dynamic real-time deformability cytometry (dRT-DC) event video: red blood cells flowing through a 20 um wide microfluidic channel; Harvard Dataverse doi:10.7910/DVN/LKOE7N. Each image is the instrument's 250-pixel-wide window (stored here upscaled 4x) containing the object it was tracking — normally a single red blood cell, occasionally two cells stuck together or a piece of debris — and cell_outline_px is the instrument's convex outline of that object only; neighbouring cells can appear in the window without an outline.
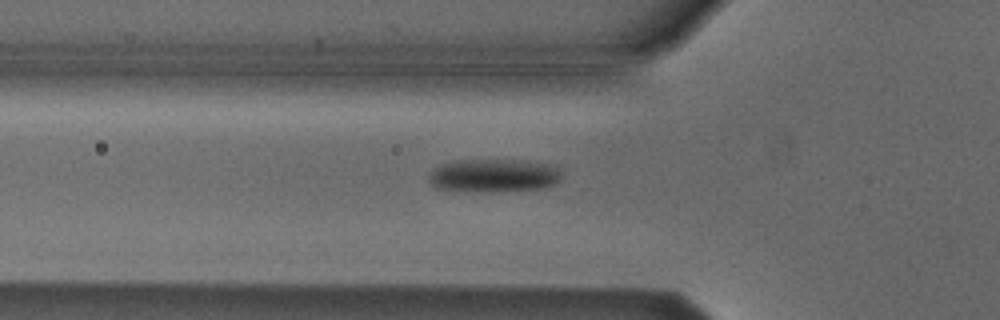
{"species": "Egyptian fruit bat (a non-hibernating species)", "species_latin": "Rousettus aegyptiacus", "temperature_condition": "cold", "stored_images_in_passage": 39, "camera_frame_rate_fps": 3000, "um_per_image_px": 0.085, "animal": {"sex": "male"}, "frame": {"image": 1, "passage_image": 4, "time_ms": 1.0, "image_size_px": [1000, 320], "cell_outline_px": [[560, 180], [544, 188], [436, 188], [428, 180], [428, 176], [440, 164], [456, 160], [512, 160], [556, 164], [560, 172]], "centroid_in_image_um": [42.01, 14.83], "position_along_channel_um": 83.8, "area_um2": 24.04}}
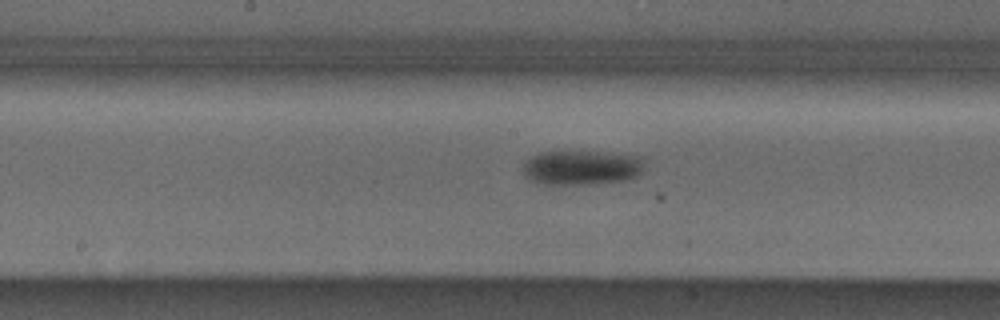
{"frame": {"image": 2, "passage_image": 13, "time_ms": 4.0, "image_size_px": [1000, 320], "cell_outline_px": [[644, 160], [640, 172], [636, 176], [620, 180], [576, 184], [544, 184], [532, 180], [524, 176], [524, 160], [540, 152], [596, 152], [644, 156]], "centroid_in_image_um": [49.4, 14.22], "position_along_channel_um": 198.8, "area_um2": 23.93}}
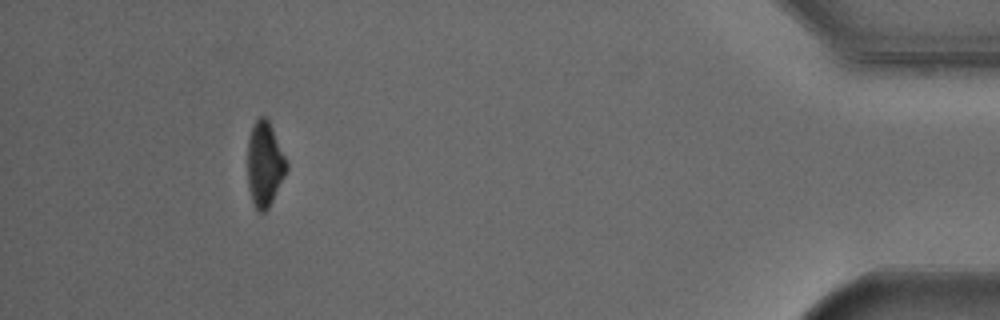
{"frame": {"image": 3, "passage_image": 35, "time_ms": 11.333, "image_size_px": [1000, 320], "cell_outline_px": [[288, 168], [268, 208], [264, 212], [260, 212], [256, 208], [252, 200], [248, 188], [248, 140], [252, 124], [260, 116], [264, 116], [268, 120], [272, 128], [288, 164]], "centroid_in_image_um": [22.48, 13.93], "position_along_channel_um": 412.7, "area_um2": 18.96}, "authors_computed_cell_mechanics": {"area_um2": 24.0448, "velocity_mm_per_s": 3.8202, "shape_relaxation_time_tau1_ms": 2.4617, "shape_relaxation_time_tau2_ms": null, "deformation_change_tau1": 0.107, "deformation_change_tau2": null}}